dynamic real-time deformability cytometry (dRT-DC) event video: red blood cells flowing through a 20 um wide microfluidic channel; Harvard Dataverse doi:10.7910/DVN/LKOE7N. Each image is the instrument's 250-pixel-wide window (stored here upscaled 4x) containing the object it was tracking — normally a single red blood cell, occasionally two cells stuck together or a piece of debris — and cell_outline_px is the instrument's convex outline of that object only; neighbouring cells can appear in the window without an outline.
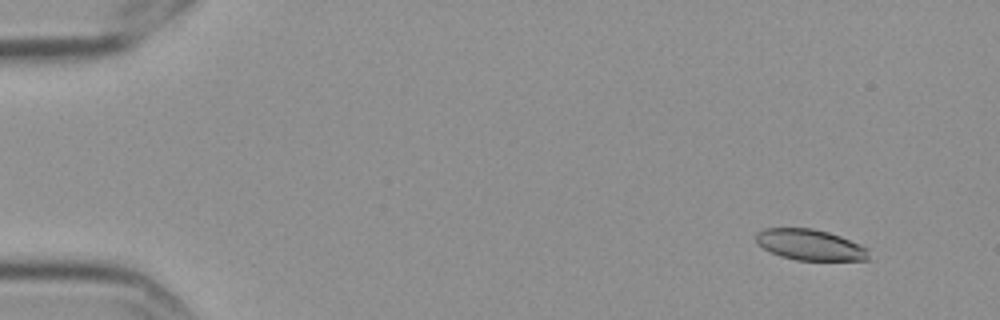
{"species": "Egyptian fruit bat (a non-hibernating species)", "species_latin": "Rousettus aegyptiacus", "temperature_condition": "cold", "stored_images_in_passage": 7, "camera_frame_rate_fps": 3000, "um_per_image_px": 0.085, "frame": {"image": 1, "passage_image": 2, "time_ms": 0.333, "image_size_px": [1000, 320], "cell_outline_px": [[868, 260], [796, 260], [780, 256], [756, 244], [756, 232], [764, 228], [812, 228], [828, 232], [840, 236], [860, 244], [868, 248]], "centroid_in_image_um": [68.84, 20.8], "position_along_channel_um": 16.2, "area_um2": 20.29}}
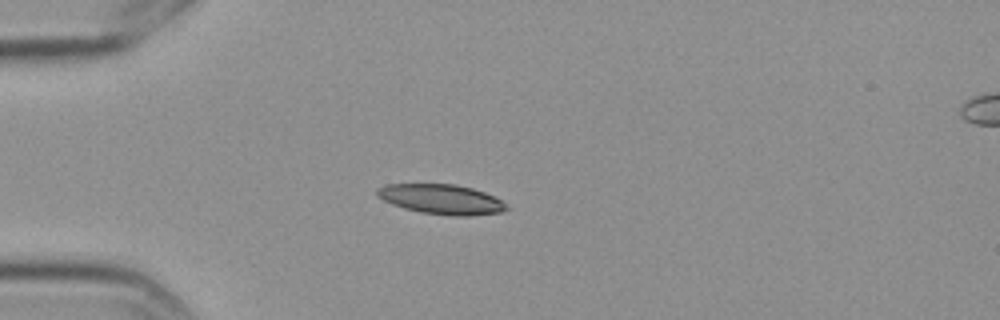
{"frame": {"image": 2, "passage_image": 5, "time_ms": 1.333, "image_size_px": [1000, 320], "cell_outline_px": [[508, 208], [500, 212], [472, 216], [452, 216], [420, 212], [404, 208], [392, 204], [376, 196], [376, 188], [384, 184], [456, 184], [472, 188], [484, 192], [500, 200]], "centroid_in_image_um": [37.47, 16.93], "position_along_channel_um": 47.5, "area_um2": 22.48}}
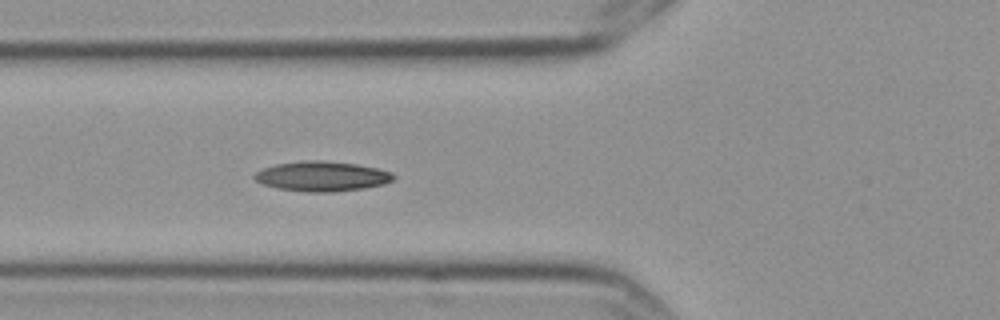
{"frame": {"image": 3, "passage_image": 7, "time_ms": 2.0, "image_size_px": [1000, 320], "cell_outline_px": [[396, 176], [392, 180], [384, 184], [364, 188], [332, 192], [304, 192], [276, 188], [264, 184], [256, 180], [252, 176], [256, 172], [264, 168], [276, 164], [304, 160], [316, 160], [356, 164], [376, 168], [392, 172]], "centroid_in_image_um": [27.36, 14.99], "position_along_channel_um": 98.4, "area_um2": 24.16}}